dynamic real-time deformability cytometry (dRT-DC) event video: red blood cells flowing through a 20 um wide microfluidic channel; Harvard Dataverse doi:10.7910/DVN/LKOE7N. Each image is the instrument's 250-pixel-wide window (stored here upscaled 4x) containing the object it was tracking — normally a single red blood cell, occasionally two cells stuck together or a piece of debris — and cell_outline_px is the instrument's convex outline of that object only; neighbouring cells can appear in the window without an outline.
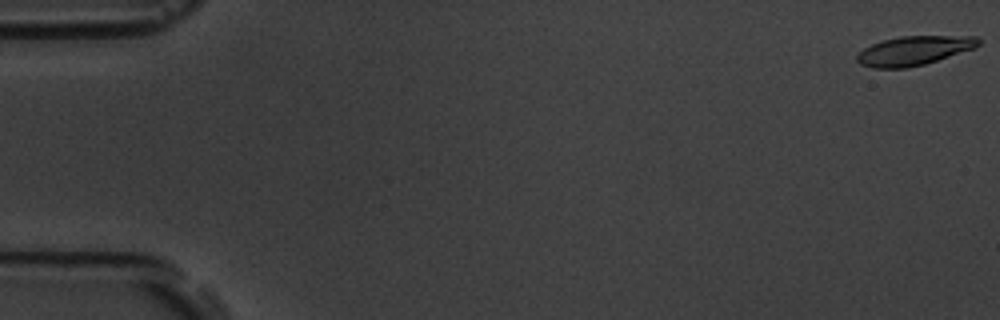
{"species": "common noctule bat (a hibernating species)", "species_latin": "Nyctalus noctula", "temperature_condition": "room temperature", "stored_images_in_passage": 6, "camera_frame_rate_fps": 3000, "um_per_image_px": 0.085, "animal": {"sex": "male", "body_mass_g": 19.5, "forearm_length_mm": 54.6}, "frame": {"image": 1, "passage_image": 1, "time_ms": 0.0, "image_size_px": [1000, 320], "cell_outline_px": [[980, 44], [976, 48], [924, 64], [908, 68], [872, 68], [860, 64], [856, 60], [856, 56], [864, 48], [872, 44], [884, 40], [900, 36], [976, 36], [980, 40]], "centroid_in_image_um": [77.69, 4.31], "position_along_channel_um": 7.3, "area_um2": 20.63}}